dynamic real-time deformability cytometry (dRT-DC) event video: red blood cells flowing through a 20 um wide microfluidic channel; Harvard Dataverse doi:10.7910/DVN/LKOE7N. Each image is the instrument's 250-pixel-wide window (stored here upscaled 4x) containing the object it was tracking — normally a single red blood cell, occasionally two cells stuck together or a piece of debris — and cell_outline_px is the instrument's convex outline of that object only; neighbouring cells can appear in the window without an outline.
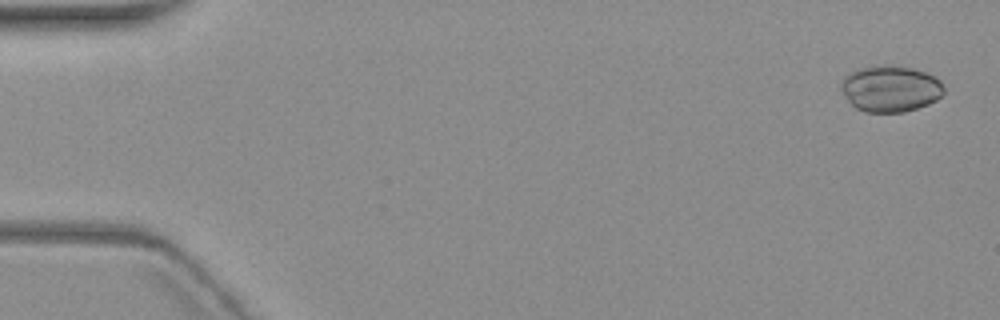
{"species": "common noctule bat (a hibernating species)", "species_latin": "Nyctalus noctula", "temperature_condition": "warm", "stored_images_in_passage": 5, "camera_frame_rate_fps": 3000, "um_per_image_px": 0.085, "animal": {"sex": "female", "body_mass_g": 19.3, "forearm_length_mm": 54.1}, "frame": {"image": 1, "passage_image": 5, "time_ms": 5.667, "image_size_px": [1000, 320], "cell_outline_px": [[944, 92], [936, 100], [928, 104], [904, 112], [864, 112], [856, 108], [848, 100], [840, 88], [840, 84], [844, 76], [848, 72], [860, 68], [880, 64], [888, 64], [912, 68], [928, 72], [936, 76], [940, 80], [944, 88]], "centroid_in_image_um": [75.68, 7.51], "position_along_channel_um": 9.3, "area_um2": 28.09}}